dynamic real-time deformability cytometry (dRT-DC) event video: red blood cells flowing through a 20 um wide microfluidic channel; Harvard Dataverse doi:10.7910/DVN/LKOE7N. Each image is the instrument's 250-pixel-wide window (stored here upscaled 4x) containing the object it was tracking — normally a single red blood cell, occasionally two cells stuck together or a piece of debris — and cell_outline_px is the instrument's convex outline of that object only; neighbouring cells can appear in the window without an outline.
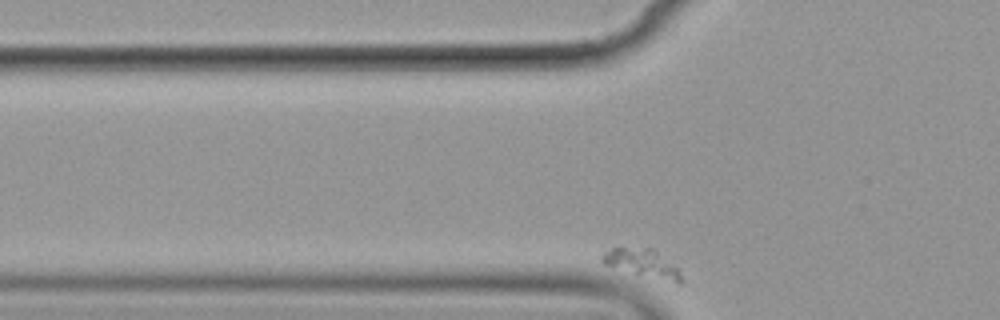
{"species": "common noctule bat (a hibernating species)", "species_latin": "Nyctalus noctula", "temperature_condition": "cold", "stored_images_in_passage": 6, "segment_of_instrument_passage": [2, 2], "camera_frame_rate_fps": 3000, "um_per_image_px": 0.085, "animal": {"sex": "female", "body_mass_g": 19.9}, "frame": {"image": 1, "passage_image": 6, "time_ms": 6.0, "image_size_px": [1000, 320], "cell_outline_px": [[680, 284], [636, 276], [604, 264], [600, 260], [604, 252], [612, 248], [652, 248], [676, 268], [680, 272]], "centroid_in_image_um": [54.55, 22.42], "position_along_channel_um": 71.3, "area_um2": 12.95}}